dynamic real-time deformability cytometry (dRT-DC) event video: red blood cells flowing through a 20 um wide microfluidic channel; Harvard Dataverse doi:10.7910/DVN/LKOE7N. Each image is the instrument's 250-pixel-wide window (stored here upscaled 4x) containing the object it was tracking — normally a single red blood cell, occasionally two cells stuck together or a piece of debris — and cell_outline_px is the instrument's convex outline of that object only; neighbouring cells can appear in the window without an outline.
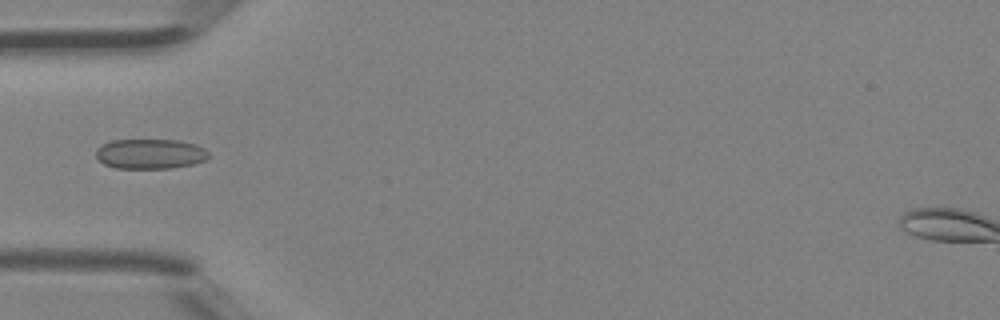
{"species": "Egyptian fruit bat (a non-hibernating species)", "species_latin": "Rousettus aegyptiacus", "temperature_condition": "room temperature", "stored_images_in_passage": 41, "camera_frame_rate_fps": 3000, "um_per_image_px": 0.085, "animal": {"sex": "female"}, "frame": {"image": 1, "passage_image": 14, "time_ms": 4.333, "image_size_px": [1000, 320], "cell_outline_px": [[212, 156], [208, 160], [192, 164], [172, 168], [116, 168], [104, 164], [96, 156], [96, 148], [100, 144], [112, 140], [180, 140], [196, 144], [204, 148]], "centroid_in_image_um": [12.8, 13.07], "position_along_channel_um": 72.2, "area_um2": 19.94}}
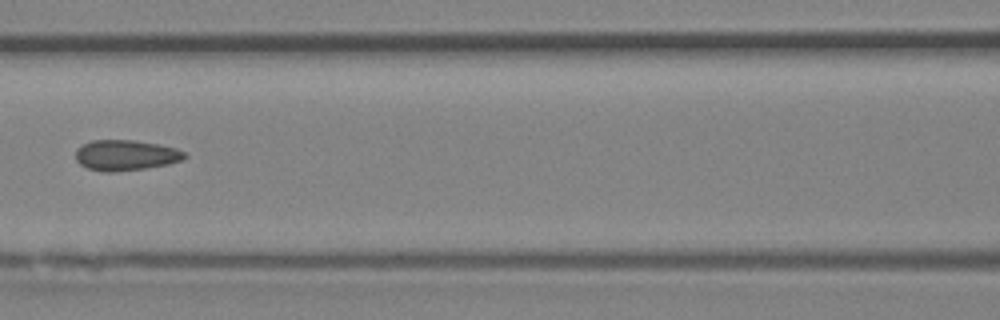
{"frame": {"image": 2, "passage_image": 19, "time_ms": 6.0, "image_size_px": [1000, 320], "cell_outline_px": [[188, 156], [184, 160], [168, 164], [144, 168], [112, 172], [104, 172], [88, 168], [80, 164], [76, 160], [76, 148], [92, 140], [132, 140], [160, 144], [176, 148], [184, 152]], "centroid_in_image_um": [10.7, 13.19], "position_along_channel_um": 155.9, "area_um2": 19.42}}
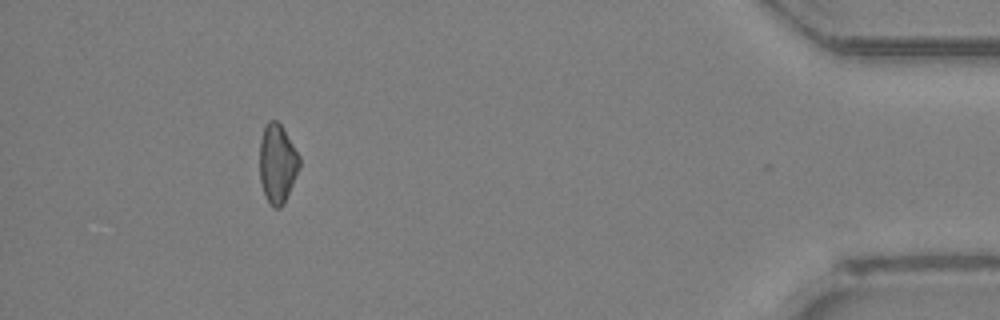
{"frame": {"image": 3, "passage_image": 38, "time_ms": 12.333, "image_size_px": [1000, 320], "cell_outline_px": [[300, 168], [284, 204], [280, 208], [272, 208], [264, 192], [260, 180], [260, 140], [264, 128], [268, 120], [276, 120], [280, 124], [300, 156]], "centroid_in_image_um": [23.59, 13.92], "position_along_channel_um": 411.6, "area_um2": 18.26}}